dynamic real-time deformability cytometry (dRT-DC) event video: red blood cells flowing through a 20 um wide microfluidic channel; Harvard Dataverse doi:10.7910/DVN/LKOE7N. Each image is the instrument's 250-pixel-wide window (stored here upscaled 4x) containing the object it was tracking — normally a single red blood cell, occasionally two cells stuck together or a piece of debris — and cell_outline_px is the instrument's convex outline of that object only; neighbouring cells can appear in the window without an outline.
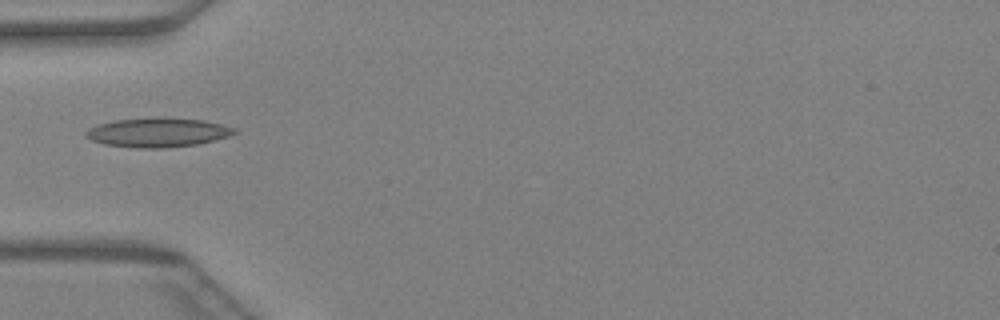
{"species": "Egyptian fruit bat (a non-hibernating species)", "species_latin": "Rousettus aegyptiacus", "temperature_condition": "warm", "stored_images_in_passage": 32, "camera_frame_rate_fps": 3000, "um_per_image_px": 0.085, "animal": {"sex": "female"}, "frame": {"image": 1, "passage_image": 1, "time_ms": 0.0, "image_size_px": [1000, 320], "cell_outline_px": [[240, 132], [228, 136], [196, 144], [164, 148], [136, 148], [104, 144], [92, 140], [84, 136], [84, 132], [88, 128], [112, 120], [164, 116], [204, 120], [236, 128]], "centroid_in_image_um": [13.4, 11.24], "position_along_channel_um": 71.6, "area_um2": 25.61}}
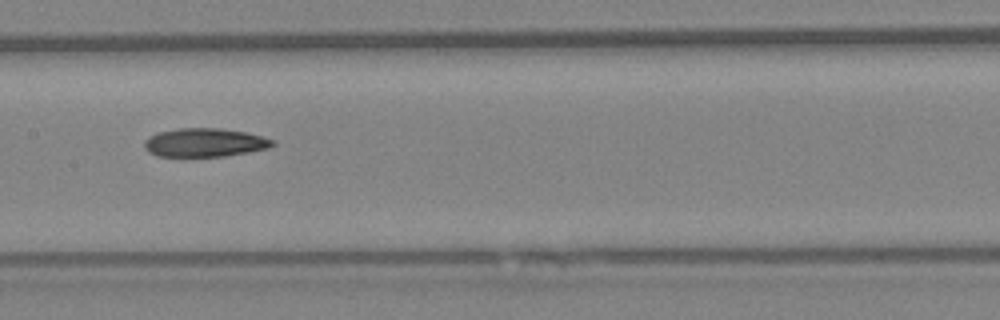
{"frame": {"image": 2, "passage_image": 9, "time_ms": 2.667, "image_size_px": [1000, 320], "cell_outline_px": [[276, 144], [268, 148], [248, 152], [224, 156], [156, 156], [148, 152], [144, 148], [144, 140], [148, 136], [156, 132], [180, 128], [220, 128], [244, 132], [276, 140]], "centroid_in_image_um": [17.36, 12.11], "position_along_channel_um": 190.0, "area_um2": 21.44}}
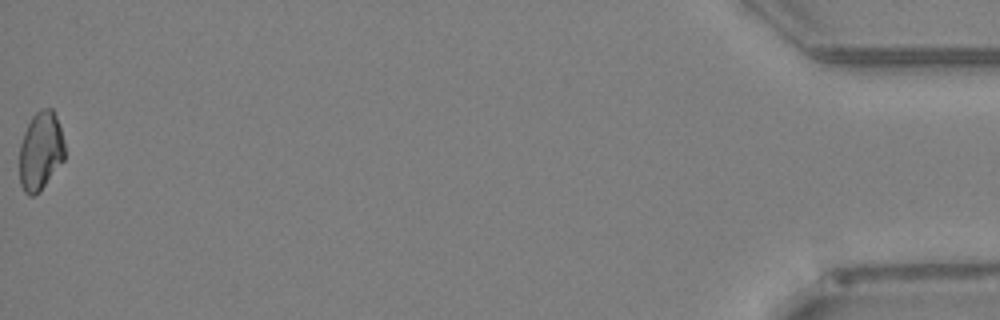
{"frame": {"image": 3, "passage_image": 32, "time_ms": 10.333, "image_size_px": [1000, 320], "cell_outline_px": [[64, 160], [44, 184], [32, 196], [28, 196], [24, 192], [20, 184], [20, 144], [24, 132], [32, 116], [40, 108], [52, 108], [56, 116], [64, 140]], "centroid_in_image_um": [3.44, 12.79], "position_along_channel_um": 431.8, "area_um2": 20.4}}